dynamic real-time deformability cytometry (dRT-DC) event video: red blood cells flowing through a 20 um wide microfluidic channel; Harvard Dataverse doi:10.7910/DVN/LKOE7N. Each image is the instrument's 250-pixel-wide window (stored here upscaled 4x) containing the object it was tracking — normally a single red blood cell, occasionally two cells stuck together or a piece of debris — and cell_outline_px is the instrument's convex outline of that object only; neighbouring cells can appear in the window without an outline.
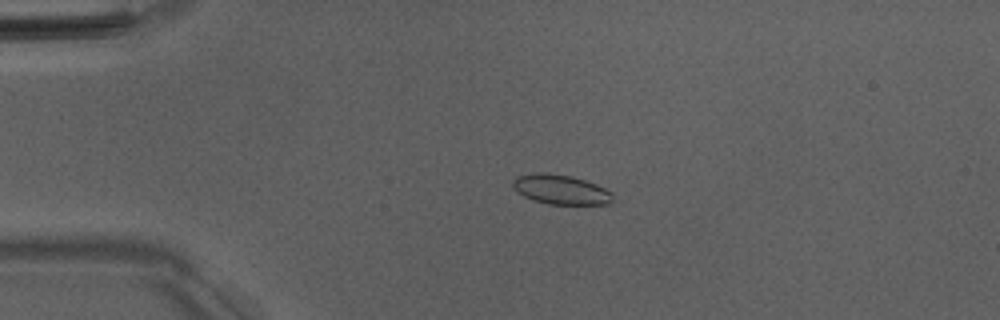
{"species": "Egyptian fruit bat (a non-hibernating species)", "species_latin": "Rousettus aegyptiacus", "temperature_condition": "room temperature", "stored_images_in_passage": 53, "camera_frame_rate_fps": 3000, "um_per_image_px": 0.085, "animal": {"sex": "male"}, "frame": {"image": 1, "passage_image": 13, "time_ms": 4.0, "image_size_px": [1000, 320], "cell_outline_px": [[612, 200], [608, 204], [548, 204], [532, 200], [516, 192], [512, 188], [512, 180], [516, 176], [536, 172], [540, 172], [572, 176], [596, 184], [612, 192]], "centroid_in_image_um": [47.61, 16.1], "position_along_channel_um": 37.4, "area_um2": 17.34}}
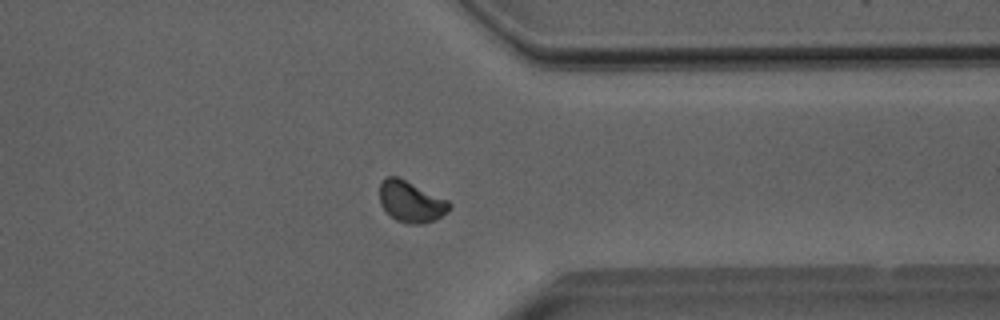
{"frame": {"image": 2, "passage_image": 42, "time_ms": 13.667, "image_size_px": [1000, 320], "cell_outline_px": [[452, 208], [448, 212], [436, 220], [424, 224], [408, 224], [396, 220], [380, 204], [380, 184], [388, 176], [396, 176], [448, 200], [452, 204]], "centroid_in_image_um": [34.98, 17.17], "position_along_channel_um": 376.4, "area_um2": 16.65}}
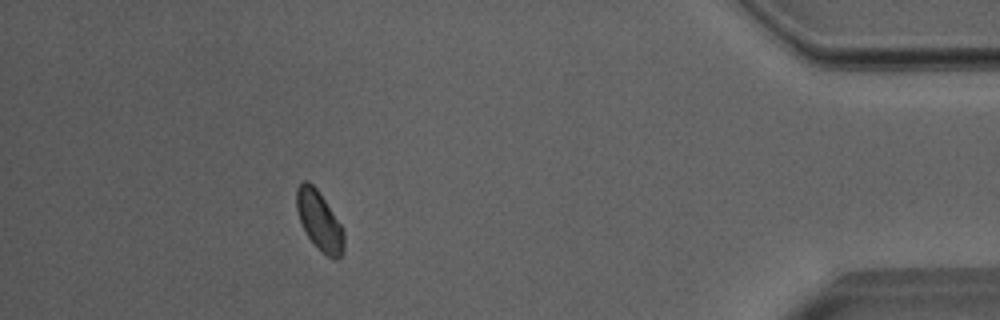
{"frame": {"image": 3, "passage_image": 48, "time_ms": 15.667, "image_size_px": [1000, 320], "cell_outline_px": [[344, 252], [336, 260], [328, 256], [308, 236], [300, 220], [296, 208], [296, 188], [304, 180], [308, 180], [316, 188], [340, 224], [344, 232]], "centroid_in_image_um": [27.14, 18.74], "position_along_channel_um": 408.1, "area_um2": 15.84}, "authors_computed_cell_mechanics": {"area_um2": 16.8776, "velocity_mm_per_s": 3.9664, "shape_relaxation_time_tau1_ms": 3.2891, "shape_relaxation_time_tau2_ms": 6.0775, "deformation_change_tau1": 0.0766, "deformation_change_tau2": 0.0856}}